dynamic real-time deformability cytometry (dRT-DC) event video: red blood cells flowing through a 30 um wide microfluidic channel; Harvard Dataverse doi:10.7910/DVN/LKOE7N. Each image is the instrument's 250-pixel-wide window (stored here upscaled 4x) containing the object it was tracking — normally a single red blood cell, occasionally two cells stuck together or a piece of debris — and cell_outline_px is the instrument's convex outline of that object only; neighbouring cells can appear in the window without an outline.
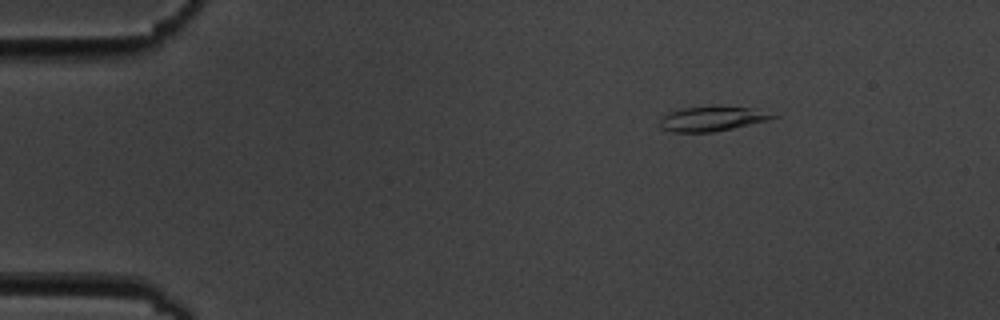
{"species": "common noctule bat (a hibernating species)", "species_latin": "Nyctalus noctula", "temperature_condition": "cold", "stored_images_in_passage": 3, "camera_frame_rate_fps": 3000, "um_per_image_px": 0.085, "animal": {"sex": "male", "body_mass_g": 19.5, "forearm_length_mm": 54.6}, "frame": {"image": 1, "passage_image": 1, "time_ms": 0.0, "image_size_px": [1000, 320], "cell_outline_px": [[780, 116], [768, 120], [732, 128], [712, 132], [672, 132], [660, 128], [660, 120], [668, 112], [684, 108], [712, 104], [716, 104], [752, 108]], "centroid_in_image_um": [60.51, 10.06], "position_along_channel_um": 24.5, "area_um2": 16.59}}